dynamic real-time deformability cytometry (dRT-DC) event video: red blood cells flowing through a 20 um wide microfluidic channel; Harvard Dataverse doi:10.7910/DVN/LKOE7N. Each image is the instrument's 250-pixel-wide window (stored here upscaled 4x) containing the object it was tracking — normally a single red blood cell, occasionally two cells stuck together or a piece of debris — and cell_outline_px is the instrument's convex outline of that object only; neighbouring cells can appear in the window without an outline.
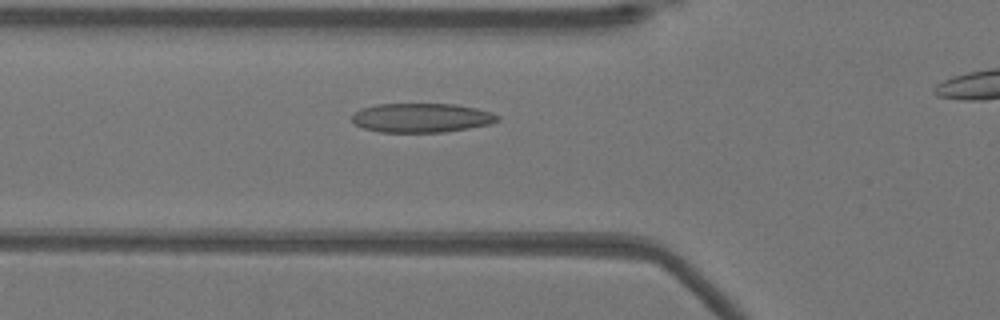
{"species": "Egyptian fruit bat (a non-hibernating species)", "species_latin": "Rousettus aegyptiacus", "temperature_condition": "warm", "stored_images_in_passage": 40, "camera_frame_rate_fps": 3000, "um_per_image_px": 0.085, "animal": {"sex": "female"}, "frame": {"image": 1, "passage_image": 13, "time_ms": 4.0, "image_size_px": [1000, 320], "cell_outline_px": [[500, 120], [492, 124], [444, 132], [380, 132], [364, 128], [356, 124], [352, 120], [352, 116], [360, 108], [376, 104], [456, 104], [476, 108], [492, 112], [500, 116]], "centroid_in_image_um": [35.87, 10.01], "position_along_channel_um": 89.9, "area_um2": 24.85}}
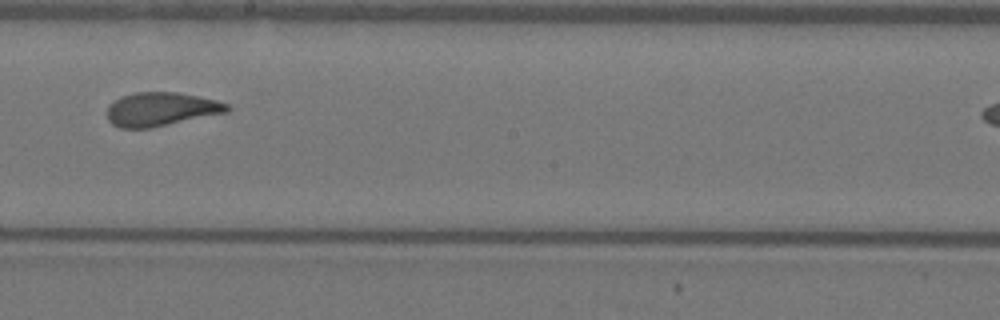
{"frame": {"image": 2, "passage_image": 24, "time_ms": 7.667, "image_size_px": [1000, 320], "cell_outline_px": [[228, 112], [152, 128], [120, 128], [112, 124], [108, 120], [108, 104], [124, 96], [136, 92], [176, 92], [216, 100], [228, 104]], "centroid_in_image_um": [13.67, 9.29], "position_along_channel_um": 234.5, "area_um2": 23.41}}
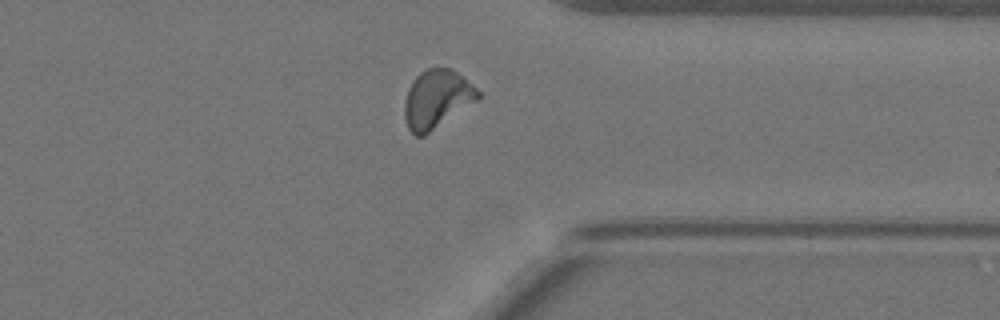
{"frame": {"image": 3, "passage_image": 35, "time_ms": 11.333, "image_size_px": [1000, 320], "cell_outline_px": [[480, 96], [476, 100], [424, 136], [416, 136], [408, 128], [404, 116], [404, 104], [408, 88], [416, 76], [420, 72], [428, 68], [452, 68], [476, 88], [480, 92]], "centroid_in_image_um": [37.09, 8.41], "position_along_channel_um": 374.3, "area_um2": 24.57}, "authors_computed_cell_mechanics": {"area_um2": 24.1604, "velocity_mm_per_s": 3.9315, "shape_relaxation_time_tau1_ms": 7.3545, "shape_relaxation_time_tau2_ms": 1.3099, "deformation_change_tau1": 0.2238, "deformation_change_tau2": 0.0825}}